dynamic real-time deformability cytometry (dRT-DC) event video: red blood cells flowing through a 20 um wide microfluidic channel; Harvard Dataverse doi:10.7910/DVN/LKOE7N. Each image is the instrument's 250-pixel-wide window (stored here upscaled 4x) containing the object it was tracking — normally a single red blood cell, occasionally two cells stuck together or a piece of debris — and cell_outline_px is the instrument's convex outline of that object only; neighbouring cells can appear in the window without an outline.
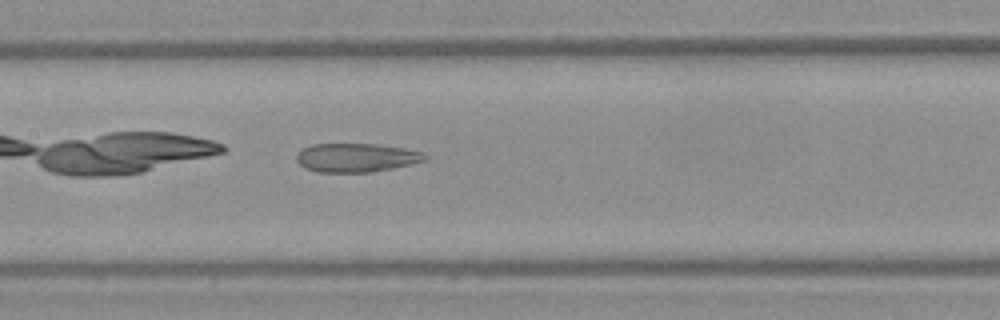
{"species": "Egyptian fruit bat (a non-hibernating species)", "species_latin": "Rousettus aegyptiacus", "temperature_condition": "warm", "stored_images_in_passage": 34, "camera_frame_rate_fps": 3000, "um_per_image_px": 0.085, "frame": {"image": 1, "passage_image": 10, "time_ms": 3.0, "image_size_px": [1000, 320], "cell_outline_px": [[428, 160], [412, 164], [392, 168], [368, 172], [316, 172], [304, 168], [296, 160], [296, 152], [312, 144], [376, 144], [404, 148], [424, 152], [428, 156]], "centroid_in_image_um": [30.29, 13.4], "position_along_channel_um": 177.1, "area_um2": 21.68}}
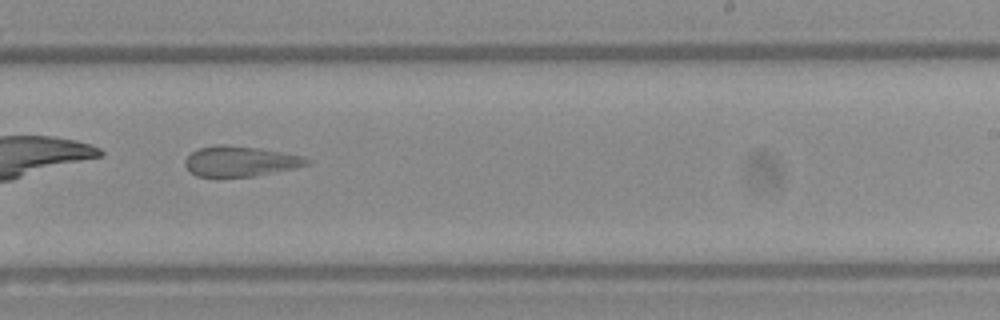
{"frame": {"image": 2, "passage_image": 17, "time_ms": 5.333, "image_size_px": [1000, 320], "cell_outline_px": [[312, 164], [296, 168], [252, 176], [196, 176], [184, 164], [184, 160], [192, 152], [200, 148], [216, 144], [228, 144], [260, 148], [304, 156], [312, 160]], "centroid_in_image_um": [20.48, 13.69], "position_along_channel_um": 268.5, "area_um2": 21.56}}
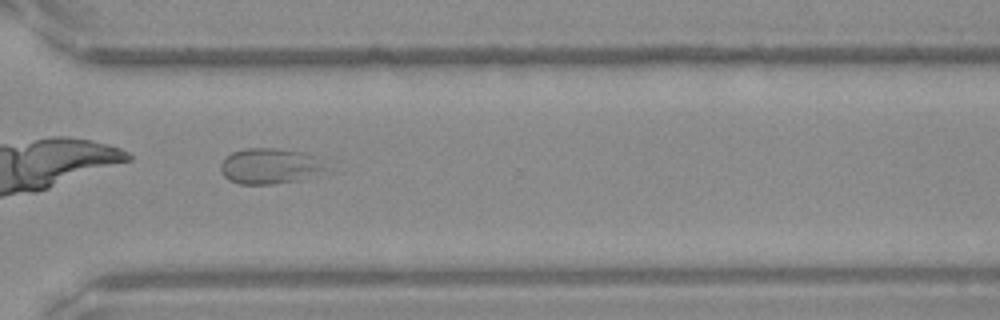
{"frame": {"image": 3, "passage_image": 23, "time_ms": 7.333, "image_size_px": [1000, 320], "cell_outline_px": [[336, 160], [324, 168], [296, 180], [268, 184], [240, 184], [228, 180], [220, 172], [220, 164], [232, 152], [244, 148], [280, 148], [304, 152]], "centroid_in_image_um": [22.99, 14.07], "position_along_channel_um": 347.6, "area_um2": 22.14}, "authors_computed_cell_mechanics": {"area_um2": 22.7154, "velocity_mm_per_s": 3.9326, "shape_relaxation_time_tau1_ms": null, "shape_relaxation_time_tau2_ms": 1.5209, "deformation_change_tau1": null, "deformation_change_tau2": 0.0878}}